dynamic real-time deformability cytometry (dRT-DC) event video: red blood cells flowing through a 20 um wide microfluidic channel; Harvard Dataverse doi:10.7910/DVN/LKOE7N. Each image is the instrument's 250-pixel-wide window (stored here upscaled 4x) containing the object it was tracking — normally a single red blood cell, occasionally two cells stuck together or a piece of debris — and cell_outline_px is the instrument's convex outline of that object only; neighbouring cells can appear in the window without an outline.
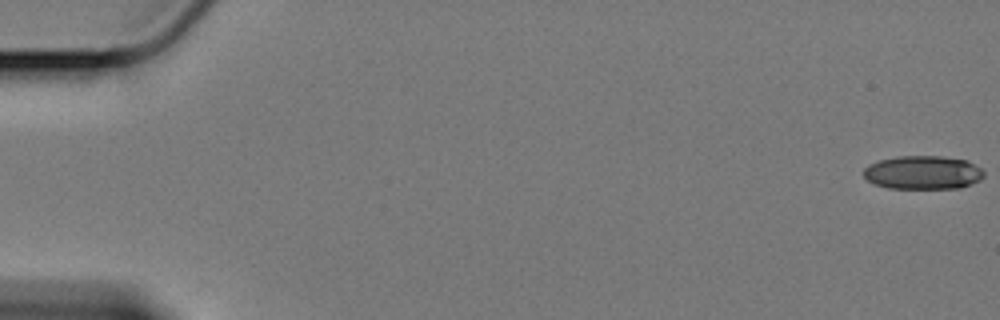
{"species": "Egyptian fruit bat (a non-hibernating species)", "species_latin": "Rousettus aegyptiacus", "temperature_condition": "cold", "stored_images_in_passage": 22, "camera_frame_rate_fps": 3000, "um_per_image_px": 0.085, "animal": {"sex": "female"}, "frame": {"image": 1, "passage_image": 1, "time_ms": 0.0, "image_size_px": [1000, 320], "cell_outline_px": [[984, 176], [980, 180], [960, 188], [888, 188], [876, 184], [868, 180], [864, 176], [864, 168], [868, 164], [880, 160], [896, 156], [944, 156], [968, 160], [980, 168], [984, 172]], "centroid_in_image_um": [78.46, 14.65], "position_along_channel_um": 6.5, "area_um2": 23.58}}
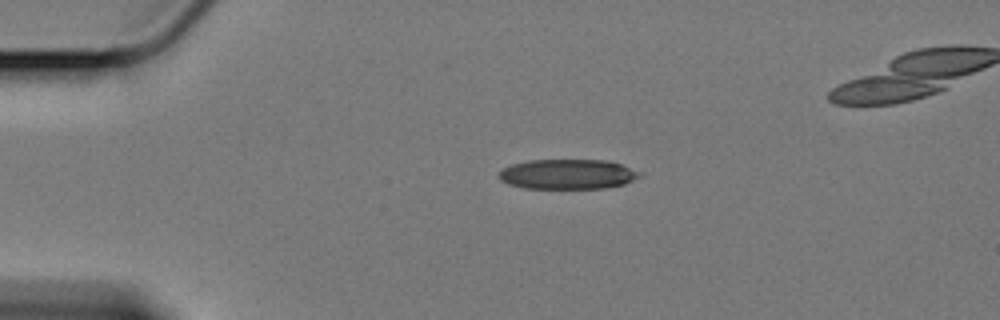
{"frame": {"image": 2, "passage_image": 14, "time_ms": 4.333, "image_size_px": [1000, 320], "cell_outline_px": [[644, 176], [624, 184], [604, 188], [524, 188], [508, 184], [500, 180], [500, 172], [504, 168], [512, 164], [528, 160], [604, 160], [620, 164], [644, 172]], "centroid_in_image_um": [48.31, 14.8], "position_along_channel_um": 36.7, "area_um2": 24.62}}
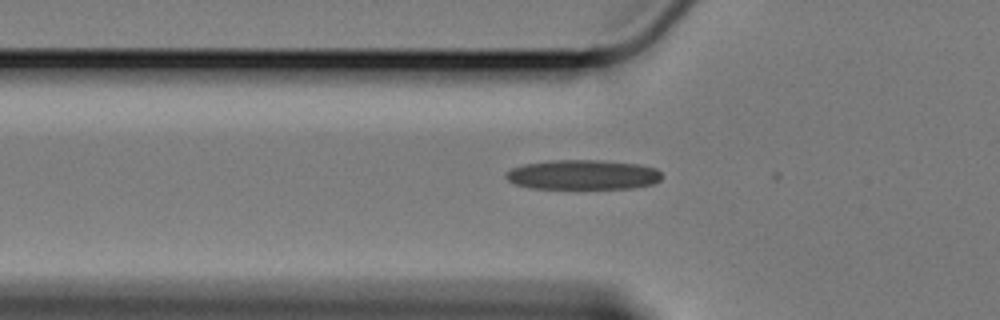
{"frame": {"image": 3, "passage_image": 21, "time_ms": 6.667, "image_size_px": [1000, 320], "cell_outline_px": [[664, 176], [660, 180], [652, 184], [632, 188], [528, 188], [516, 184], [508, 180], [504, 176], [504, 172], [512, 168], [524, 164], [548, 160], [600, 160], [640, 164], [656, 168]], "centroid_in_image_um": [49.54, 14.84], "position_along_channel_um": 76.3, "area_um2": 27.22}}